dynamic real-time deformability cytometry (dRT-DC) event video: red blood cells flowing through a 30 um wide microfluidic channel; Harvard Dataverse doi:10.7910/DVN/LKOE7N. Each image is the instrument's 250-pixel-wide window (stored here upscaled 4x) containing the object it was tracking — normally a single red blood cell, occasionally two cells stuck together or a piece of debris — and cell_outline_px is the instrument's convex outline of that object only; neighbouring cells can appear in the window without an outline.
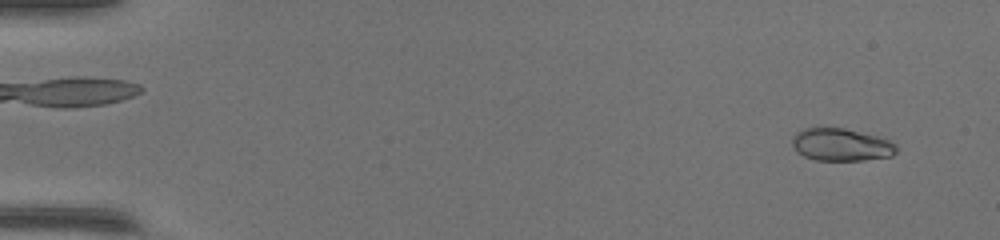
{"species": "common noctule bat (a hibernating species)", "species_latin": "Nyctalus noctula", "temperature_condition": "warm", "stored_images_in_passage": 49, "camera_frame_rate_fps": 3000, "um_per_image_px": 0.085, "animal": {"sex": "female", "body_mass_g": 17.0, "forearm_length_mm": 48.0}, "frame": {"image": 1, "passage_image": 3, "time_ms": 0.667, "image_size_px": [1000, 240], "cell_outline_px": [[896, 152], [892, 156], [864, 160], [816, 160], [804, 156], [796, 152], [792, 144], [792, 136], [796, 132], [804, 128], [844, 128], [876, 136], [888, 140], [896, 144]], "centroid_in_image_um": [71.47, 12.3], "position_along_channel_um": 13.5, "area_um2": 19.71}}
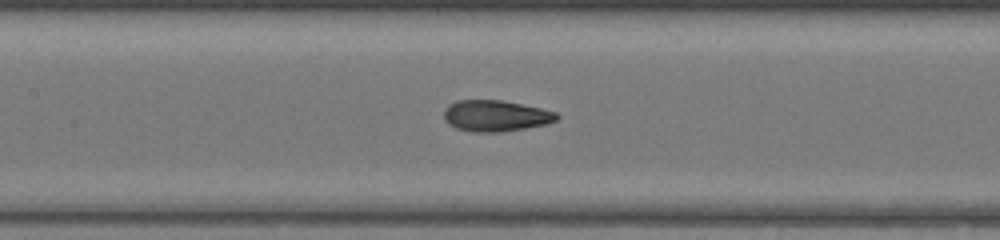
{"frame": {"image": 2, "passage_image": 24, "time_ms": 7.667, "image_size_px": [1000, 240], "cell_outline_px": [[560, 116], [556, 120], [548, 124], [500, 132], [476, 132], [456, 128], [448, 124], [444, 120], [444, 108], [448, 104], [456, 100], [500, 100], [540, 108], [556, 112]], "centroid_in_image_um": [42.1, 9.84], "position_along_channel_um": 165.3, "area_um2": 20.52}}
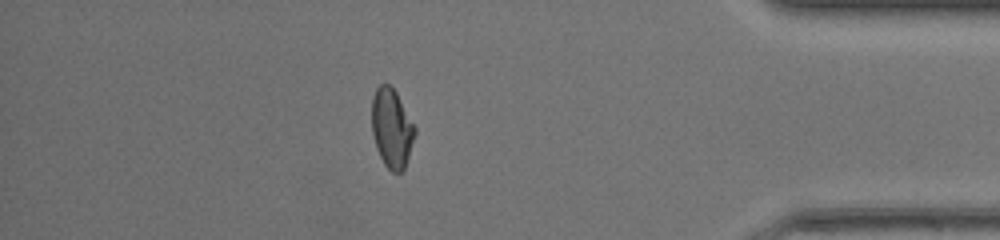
{"frame": {"image": 3, "passage_image": 43, "time_ms": 14.0, "image_size_px": [1000, 240], "cell_outline_px": [[416, 132], [404, 168], [400, 172], [392, 172], [384, 164], [376, 148], [372, 132], [372, 96], [376, 88], [380, 84], [388, 84], [396, 92], [416, 128]], "centroid_in_image_um": [33.28, 10.89], "position_along_channel_um": 401.9, "area_um2": 19.65}, "authors_computed_cell_mechanics": {"area_um2": 20.23, "velocity_mm_per_s": 4.2863, "shape_relaxation_time_tau1_ms": 9.8316, "shape_relaxation_time_tau2_ms": 0.8707, "deformation_change_tau1": 0.32, "deformation_change_tau2": 0.0603}}